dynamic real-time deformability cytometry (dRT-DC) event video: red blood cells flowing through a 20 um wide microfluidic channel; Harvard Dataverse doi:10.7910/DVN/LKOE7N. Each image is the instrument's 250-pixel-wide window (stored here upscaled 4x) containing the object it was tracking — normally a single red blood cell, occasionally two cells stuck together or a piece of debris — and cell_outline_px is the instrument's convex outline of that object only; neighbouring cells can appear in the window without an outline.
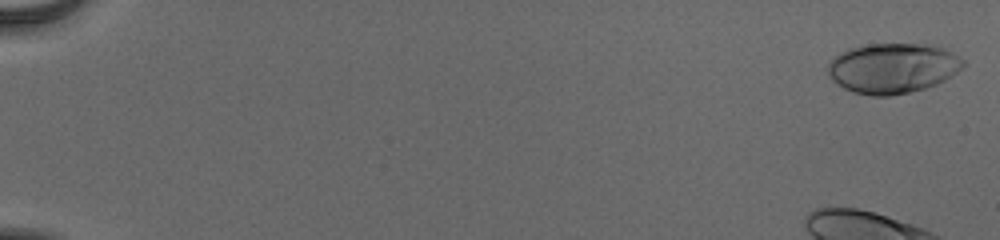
{"species": "human", "species_latin": "Homo sapiens", "temperature_condition": "cold", "stored_images_in_passage": 48, "camera_frame_rate_fps": 3000, "um_per_image_px": 0.085, "donor": {"sex": "male"}, "frame": {"image": 1, "passage_image": 1, "time_ms": 0.0, "image_size_px": [1000, 240], "cell_outline_px": [[968, 64], [944, 80], [936, 84], [924, 88], [892, 96], [872, 96], [852, 92], [836, 84], [828, 76], [828, 64], [840, 52], [848, 48], [868, 44], [916, 44], [944, 48], [952, 52], [964, 60]], "centroid_in_image_um": [75.86, 5.8], "position_along_channel_um": 9.1, "area_um2": 39.54}}